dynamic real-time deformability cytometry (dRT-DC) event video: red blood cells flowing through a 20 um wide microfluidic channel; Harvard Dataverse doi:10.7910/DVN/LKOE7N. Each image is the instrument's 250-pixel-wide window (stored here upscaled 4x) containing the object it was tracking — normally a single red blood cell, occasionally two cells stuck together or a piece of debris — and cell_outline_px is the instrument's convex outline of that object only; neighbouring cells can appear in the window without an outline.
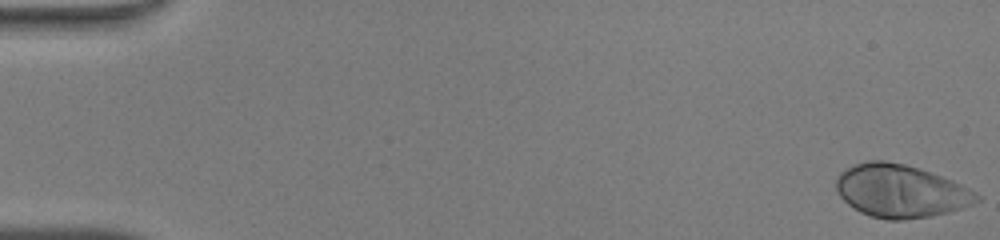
{"species": "human", "species_latin": "Homo sapiens", "temperature_condition": "warm", "stored_images_in_passage": 48, "camera_frame_rate_fps": 3000, "um_per_image_px": 0.085, "donor": {"sex": "male"}, "frame": {"image": 1, "passage_image": 1, "time_ms": 0.0, "image_size_px": [1000, 240], "cell_outline_px": [[980, 200], [972, 204], [948, 212], [932, 216], [900, 220], [888, 220], [872, 216], [860, 212], [848, 204], [836, 192], [836, 176], [840, 172], [856, 164], [868, 160], [884, 160], [904, 164], [952, 180], [976, 192], [980, 196]], "centroid_in_image_um": [76.52, 16.24], "position_along_channel_um": 8.5, "area_um2": 43.0}}
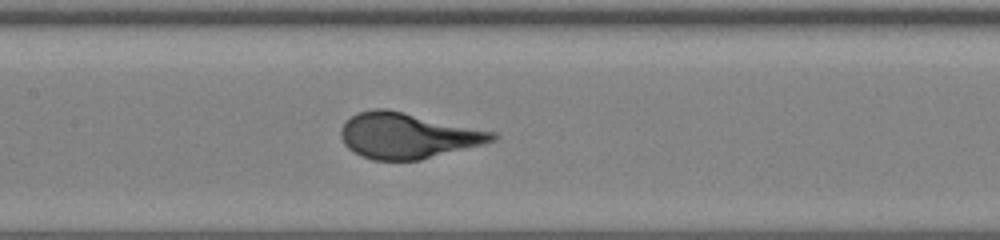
{"frame": {"image": 2, "passage_image": 24, "time_ms": 7.667, "image_size_px": [1000, 240], "cell_outline_px": [[500, 136], [496, 140], [420, 160], [372, 160], [360, 156], [348, 148], [344, 144], [340, 136], [340, 128], [356, 112], [372, 108], [384, 108], [496, 132]], "centroid_in_image_um": [34.61, 11.53], "position_along_channel_um": 172.8, "area_um2": 40.06}}
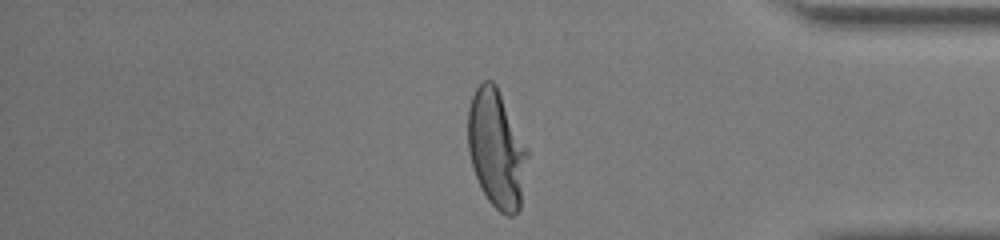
{"frame": {"image": 3, "passage_image": 41, "time_ms": 13.333, "image_size_px": [1000, 240], "cell_outline_px": [[528, 156], [520, 208], [512, 216], [508, 216], [500, 212], [488, 200], [472, 168], [468, 152], [468, 108], [472, 96], [476, 88], [484, 80], [492, 80], [496, 84], [528, 148]], "centroid_in_image_um": [42.2, 12.64], "position_along_channel_um": 393.0, "area_um2": 40.86}}